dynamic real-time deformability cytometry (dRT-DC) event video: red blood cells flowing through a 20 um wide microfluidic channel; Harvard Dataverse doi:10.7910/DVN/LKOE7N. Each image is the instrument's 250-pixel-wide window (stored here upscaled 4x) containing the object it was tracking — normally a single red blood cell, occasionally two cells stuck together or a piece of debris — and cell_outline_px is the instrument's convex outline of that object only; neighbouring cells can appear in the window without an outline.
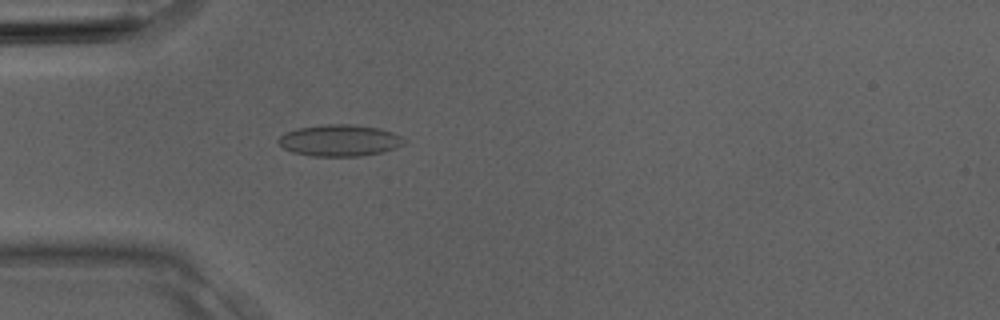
{"species": "Egyptian fruit bat (a non-hibernating species)", "species_latin": "Rousettus aegyptiacus", "temperature_condition": "room temperature", "stored_images_in_passage": 3, "camera_frame_rate_fps": 3000, "um_per_image_px": 0.085, "animal": {"sex": "male"}, "frame": {"image": 1, "passage_image": 3, "time_ms": 0.667, "image_size_px": [1000, 320], "cell_outline_px": [[408, 140], [404, 144], [396, 148], [384, 152], [360, 156], [312, 156], [292, 152], [284, 148], [276, 140], [284, 132], [296, 128], [328, 124], [352, 124], [380, 128], [392, 132]], "centroid_in_image_um": [28.88, 11.93], "position_along_channel_um": 56.1, "area_um2": 23.35}}